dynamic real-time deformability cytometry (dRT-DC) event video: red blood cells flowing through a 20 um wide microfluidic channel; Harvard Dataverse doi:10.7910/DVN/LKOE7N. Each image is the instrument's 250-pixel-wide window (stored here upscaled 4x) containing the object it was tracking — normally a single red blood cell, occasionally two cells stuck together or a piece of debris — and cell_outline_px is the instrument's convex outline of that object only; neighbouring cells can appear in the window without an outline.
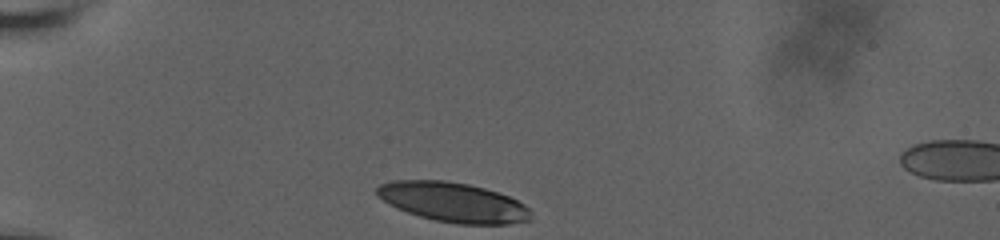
{"species": "human", "species_latin": "Homo sapiens", "temperature_condition": "room temperature", "stored_images_in_passage": 34, "camera_frame_rate_fps": 3000, "um_per_image_px": 0.085, "donor": {"sex": "male"}, "frame": {"image": 1, "passage_image": 1, "time_ms": 0.0, "image_size_px": [1000, 240], "cell_outline_px": [[532, 220], [508, 224], [456, 224], [432, 220], [396, 208], [388, 204], [376, 196], [376, 188], [380, 184], [392, 180], [444, 180], [468, 184], [484, 188], [508, 196], [524, 204], [532, 212]], "centroid_in_image_um": [38.5, 17.19], "position_along_channel_um": 46.5, "area_um2": 35.78}}
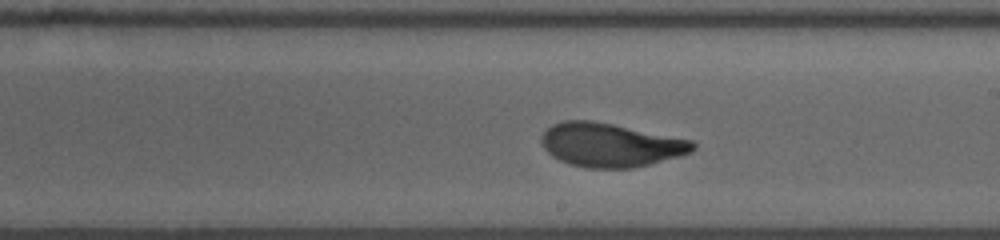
{"frame": {"image": 2, "passage_image": 20, "time_ms": 6.333, "image_size_px": [1000, 240], "cell_outline_px": [[696, 148], [692, 152], [680, 156], [632, 168], [588, 168], [568, 164], [552, 156], [544, 148], [540, 140], [540, 136], [552, 124], [564, 120], [592, 120], [692, 140], [696, 144]], "centroid_in_image_um": [51.87, 12.32], "position_along_channel_um": 237.1, "area_um2": 38.55}}
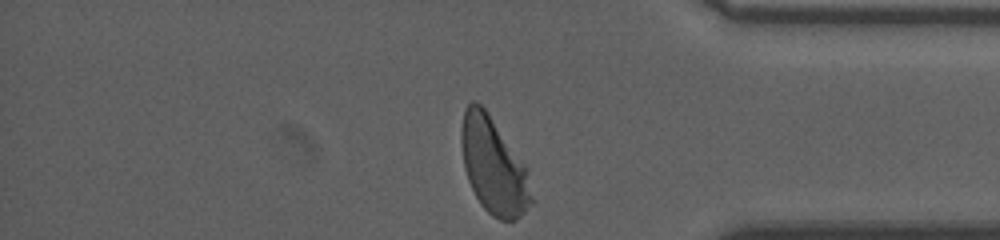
{"frame": {"image": 3, "passage_image": 34, "time_ms": 11.0, "image_size_px": [1000, 240], "cell_outline_px": [[532, 204], [516, 220], [500, 220], [492, 216], [480, 204], [468, 180], [464, 168], [460, 140], [460, 128], [464, 108], [472, 100], [476, 100], [484, 108], [528, 168], [532, 196]], "centroid_in_image_um": [41.94, 14.1], "position_along_channel_um": 393.3, "area_um2": 39.42}, "authors_computed_cell_mechanics": {"area_um2": 38.8705, "velocity_mm_per_s": 3.6307, "shape_relaxation_time_tau1_ms": 3.71, "shape_relaxation_time_tau2_ms": null, "deformation_change_tau1": 0.1739, "deformation_change_tau2": null}}